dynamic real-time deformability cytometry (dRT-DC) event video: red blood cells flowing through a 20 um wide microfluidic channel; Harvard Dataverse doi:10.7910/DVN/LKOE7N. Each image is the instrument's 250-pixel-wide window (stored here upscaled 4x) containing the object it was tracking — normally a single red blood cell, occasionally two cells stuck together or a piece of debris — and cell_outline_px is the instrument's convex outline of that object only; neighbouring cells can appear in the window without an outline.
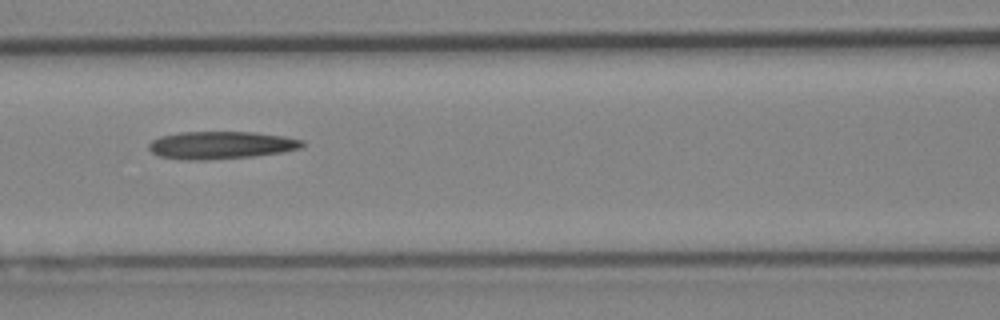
{"species": "Egyptian fruit bat (a non-hibernating species)", "species_latin": "Rousettus aegyptiacus", "temperature_condition": "cold", "stored_images_in_passage": 6, "camera_frame_rate_fps": 3000, "um_per_image_px": 0.085, "animal": {"sex": "female"}, "frame": {"image": 1, "passage_image": 6, "time_ms": 1.667, "image_size_px": [1000, 320], "cell_outline_px": [[304, 144], [300, 148], [284, 152], [252, 156], [204, 160], [188, 160], [160, 156], [152, 152], [148, 148], [148, 144], [152, 140], [160, 136], [180, 132], [252, 132], [284, 136], [304, 140]], "centroid_in_image_um": [18.78, 12.33], "position_along_channel_um": 147.8, "area_um2": 24.62}}